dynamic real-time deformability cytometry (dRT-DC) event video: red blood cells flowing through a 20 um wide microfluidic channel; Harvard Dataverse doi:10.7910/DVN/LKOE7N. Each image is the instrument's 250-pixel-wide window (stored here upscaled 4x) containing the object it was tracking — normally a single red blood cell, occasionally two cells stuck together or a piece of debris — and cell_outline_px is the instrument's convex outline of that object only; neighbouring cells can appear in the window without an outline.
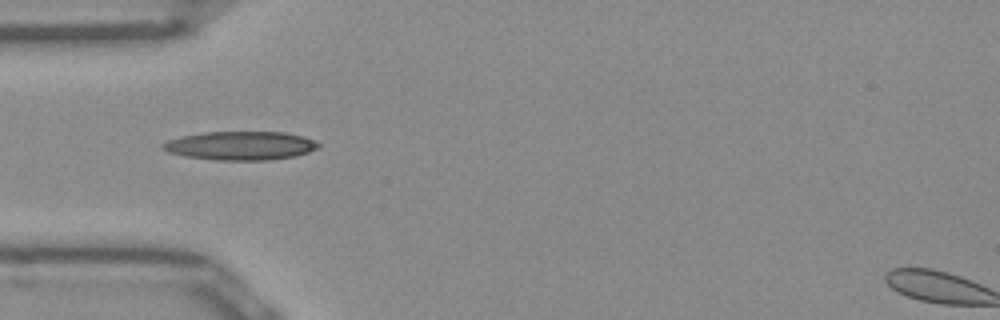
{"species": "Egyptian fruit bat (a non-hibernating species)", "species_latin": "Rousettus aegyptiacus", "temperature_condition": "room temperature", "stored_images_in_passage": 22, "camera_frame_rate_fps": 3000, "um_per_image_px": 0.085, "frame": {"image": 1, "passage_image": 1, "time_ms": 0.0, "image_size_px": [1000, 320], "cell_outline_px": [[320, 148], [296, 156], [268, 160], [220, 160], [188, 156], [168, 152], [160, 144], [168, 140], [184, 136], [204, 132], [284, 132], [304, 136], [320, 144]], "centroid_in_image_um": [20.5, 12.38], "position_along_channel_um": 64.5, "area_um2": 25.78}}